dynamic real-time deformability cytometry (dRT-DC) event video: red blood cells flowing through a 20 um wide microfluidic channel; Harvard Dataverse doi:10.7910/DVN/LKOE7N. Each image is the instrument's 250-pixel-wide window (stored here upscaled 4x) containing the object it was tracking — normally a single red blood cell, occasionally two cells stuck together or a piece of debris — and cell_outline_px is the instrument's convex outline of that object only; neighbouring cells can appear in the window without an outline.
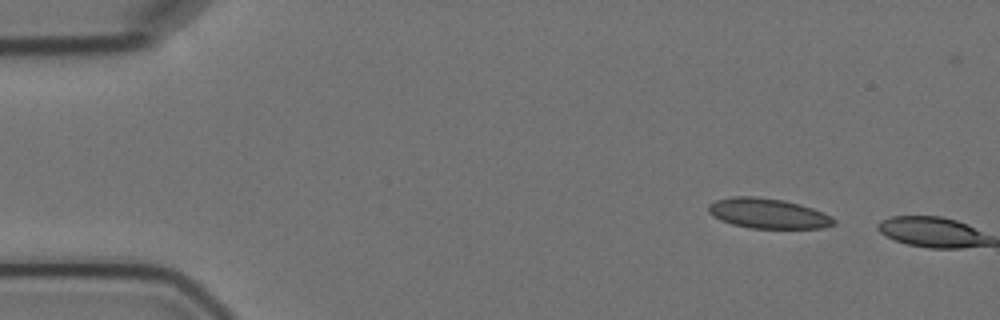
{"species": "Egyptian fruit bat (a non-hibernating species)", "species_latin": "Rousettus aegyptiacus", "temperature_condition": "cold", "stored_images_in_passage": 2, "camera_frame_rate_fps": 3000, "um_per_image_px": 0.085, "animal": {"sex": "female"}, "frame": {"image": 1, "passage_image": 1, "time_ms": 0.0, "image_size_px": [1000, 320], "cell_outline_px": [[836, 224], [824, 228], [748, 228], [732, 224], [720, 220], [712, 216], [708, 212], [708, 204], [716, 200], [732, 196], [756, 196], [784, 200], [800, 204], [824, 212], [832, 216], [836, 220]], "centroid_in_image_um": [65.29, 18.14], "position_along_channel_um": 19.7, "area_um2": 22.25}}